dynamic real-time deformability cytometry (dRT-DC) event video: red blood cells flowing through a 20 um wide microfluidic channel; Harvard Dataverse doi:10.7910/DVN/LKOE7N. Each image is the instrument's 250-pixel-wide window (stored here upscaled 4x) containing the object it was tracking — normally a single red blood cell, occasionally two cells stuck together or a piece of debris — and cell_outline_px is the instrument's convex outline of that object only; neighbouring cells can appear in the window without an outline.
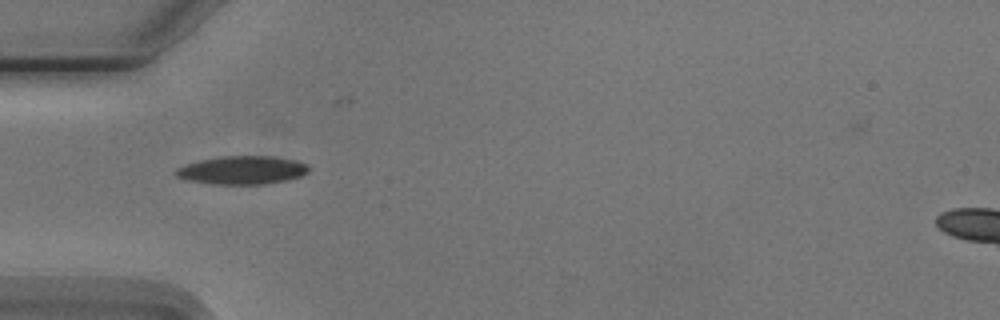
{"species": "Egyptian fruit bat (a non-hibernating species)", "species_latin": "Rousettus aegyptiacus", "temperature_condition": "cold", "stored_images_in_passage": 6, "camera_frame_rate_fps": 3000, "um_per_image_px": 0.085, "animal": {"sex": "male"}, "frame": {"image": 1, "passage_image": 4, "time_ms": 3.667, "image_size_px": [1000, 320], "cell_outline_px": [[308, 172], [300, 176], [288, 180], [264, 184], [212, 184], [184, 180], [176, 176], [172, 172], [176, 168], [200, 160], [224, 156], [276, 156], [296, 160], [308, 164]], "centroid_in_image_um": [20.57, 14.46], "position_along_channel_um": 64.4, "area_um2": 22.08}}
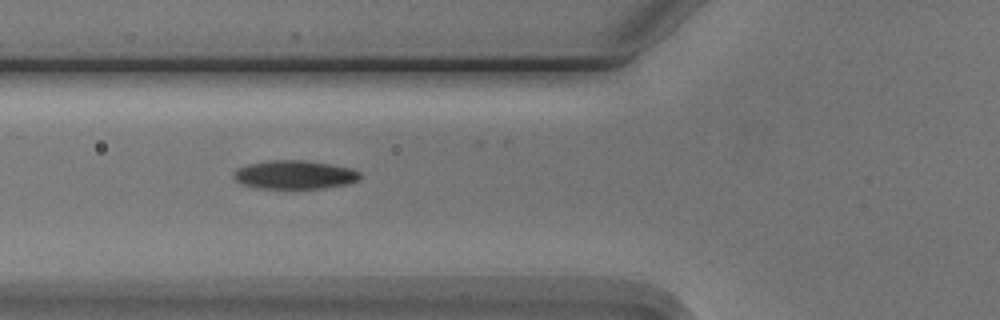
{"frame": {"image": 2, "passage_image": 5, "time_ms": 4.667, "image_size_px": [1000, 320], "cell_outline_px": [[360, 180], [348, 184], [324, 188], [256, 188], [240, 184], [232, 176], [232, 172], [236, 168], [248, 164], [272, 160], [300, 160], [328, 164], [352, 168], [360, 172]], "centroid_in_image_um": [25.01, 14.86], "position_along_channel_um": 100.8, "area_um2": 21.15}}
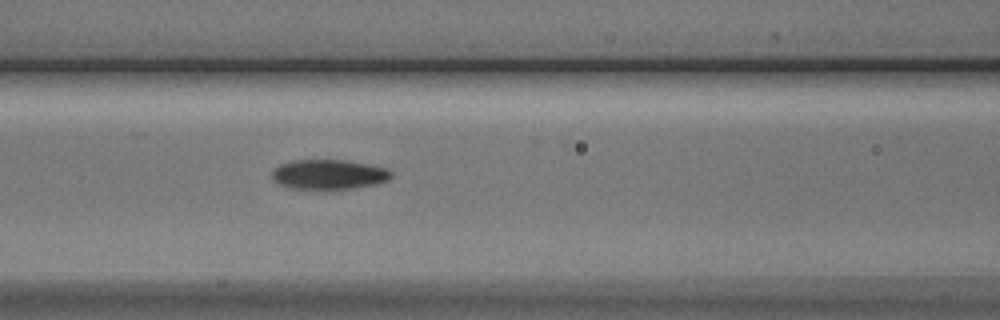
{"frame": {"image": 3, "passage_image": 6, "time_ms": 5.667, "image_size_px": [1000, 320], "cell_outline_px": [[392, 176], [388, 180], [376, 184], [352, 188], [324, 192], [292, 188], [276, 184], [272, 180], [272, 172], [280, 164], [292, 160], [348, 160], [388, 168], [392, 172]], "centroid_in_image_um": [27.93, 14.86], "position_along_channel_um": 138.7, "area_um2": 21.5}}